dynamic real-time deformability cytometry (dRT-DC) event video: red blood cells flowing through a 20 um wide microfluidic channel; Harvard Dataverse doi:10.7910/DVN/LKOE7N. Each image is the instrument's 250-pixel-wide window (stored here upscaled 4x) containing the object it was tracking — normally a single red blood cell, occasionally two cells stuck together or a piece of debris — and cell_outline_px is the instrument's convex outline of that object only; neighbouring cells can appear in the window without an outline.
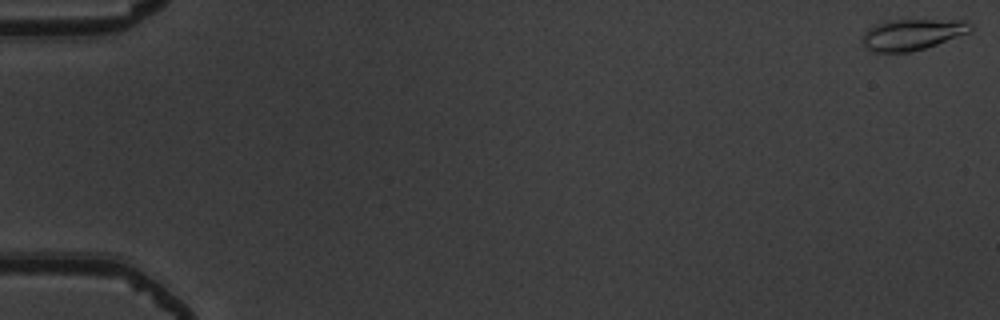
{"species": "common noctule bat (a hibernating species)", "species_latin": "Nyctalus noctula", "temperature_condition": "warm", "stored_images_in_passage": 9, "camera_frame_rate_fps": 3000, "um_per_image_px": 0.085, "animal": {"sex": "male", "body_mass_g": 19.5, "forearm_length_mm": 54.6}, "frame": {"image": 1, "passage_image": 1, "time_ms": 0.0, "image_size_px": [1000, 320], "cell_outline_px": [[972, 28], [968, 32], [936, 44], [912, 52], [872, 52], [864, 48], [860, 40], [864, 32], [868, 28], [884, 20], [968, 20], [972, 24]], "centroid_in_image_um": [77.46, 2.93], "position_along_channel_um": 7.5, "area_um2": 19.71}}